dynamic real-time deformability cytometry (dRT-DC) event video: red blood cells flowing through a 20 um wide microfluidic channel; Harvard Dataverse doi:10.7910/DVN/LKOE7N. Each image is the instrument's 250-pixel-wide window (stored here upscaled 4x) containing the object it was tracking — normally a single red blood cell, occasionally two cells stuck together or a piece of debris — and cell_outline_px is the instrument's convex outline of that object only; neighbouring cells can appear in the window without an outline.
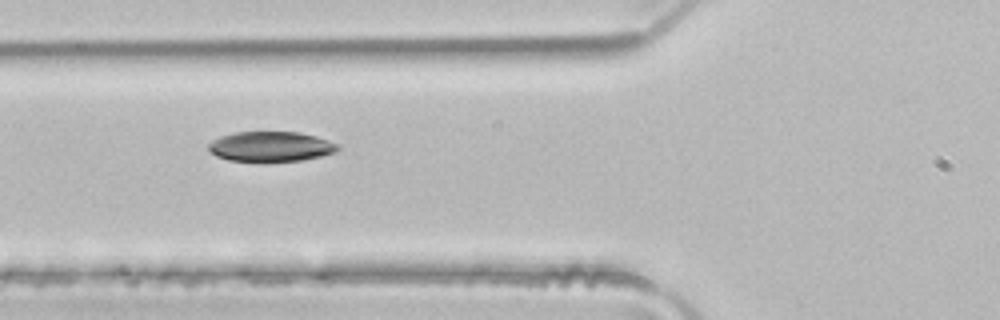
{"species": "common noctule bat (a hibernating species)", "species_latin": "Nyctalus noctula", "temperature_condition": "room temperature", "stored_images_in_passage": 4, "camera_frame_rate_fps": 3000, "um_per_image_px": 0.085, "animal": {"sex": "male", "body_mass_g": 21.5, "forearm_length_mm": 52.0}, "frame": {"image": 1, "passage_image": 4, "time_ms": 1.0, "image_size_px": [1000, 320], "cell_outline_px": [[340, 148], [336, 152], [304, 160], [264, 164], [228, 160], [216, 156], [208, 148], [208, 144], [212, 140], [220, 136], [236, 132], [300, 132], [316, 136], [340, 144]], "centroid_in_image_um": [23.02, 12.49], "position_along_channel_um": 102.8, "area_um2": 23.47}}